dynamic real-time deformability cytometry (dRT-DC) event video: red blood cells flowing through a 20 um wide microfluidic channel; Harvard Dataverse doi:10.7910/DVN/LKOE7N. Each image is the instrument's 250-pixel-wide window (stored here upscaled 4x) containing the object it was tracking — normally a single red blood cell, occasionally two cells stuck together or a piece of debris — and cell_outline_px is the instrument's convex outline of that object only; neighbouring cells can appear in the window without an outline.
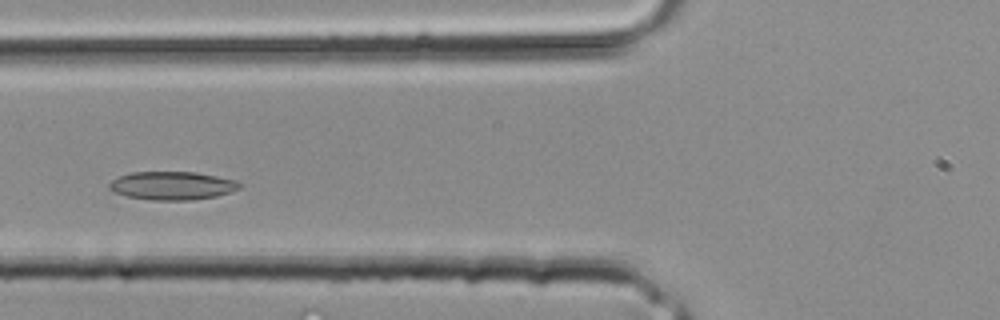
{"species": "common noctule bat (a hibernating species)", "species_latin": "Nyctalus noctula", "temperature_condition": "room temperature", "stored_images_in_passage": 29, "camera_frame_rate_fps": 3000, "um_per_image_px": 0.085, "animal": {"sex": "male", "body_mass_g": 20.4}, "frame": {"image": 1, "passage_image": 9, "time_ms": 2.667, "image_size_px": [1000, 320], "cell_outline_px": [[244, 184], [240, 188], [232, 192], [216, 196], [192, 200], [152, 200], [128, 196], [116, 192], [108, 188], [108, 184], [112, 180], [120, 176], [132, 172], [196, 172], [236, 180]], "centroid_in_image_um": [14.69, 15.78], "position_along_channel_um": 111.1, "area_um2": 21.5}}
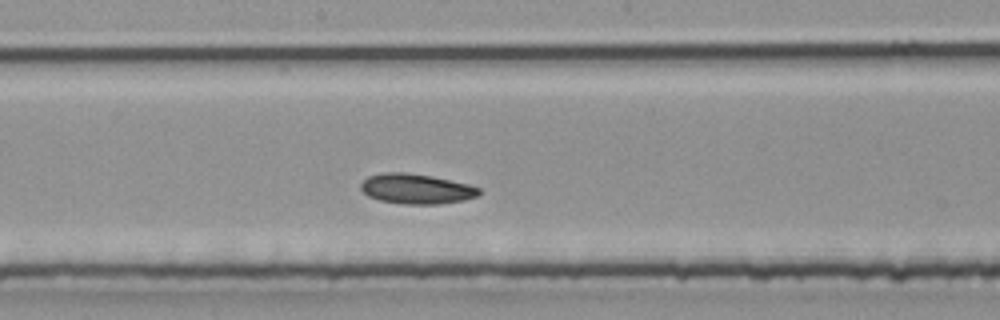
{"frame": {"image": 2, "passage_image": 14, "time_ms": 4.333, "image_size_px": [1000, 320], "cell_outline_px": [[480, 192], [476, 196], [464, 200], [440, 204], [404, 204], [380, 200], [368, 196], [360, 188], [360, 184], [368, 176], [384, 172], [404, 172], [432, 176], [468, 184], [480, 188]], "centroid_in_image_um": [35.37, 16.05], "position_along_channel_um": 212.8, "area_um2": 20.63}}
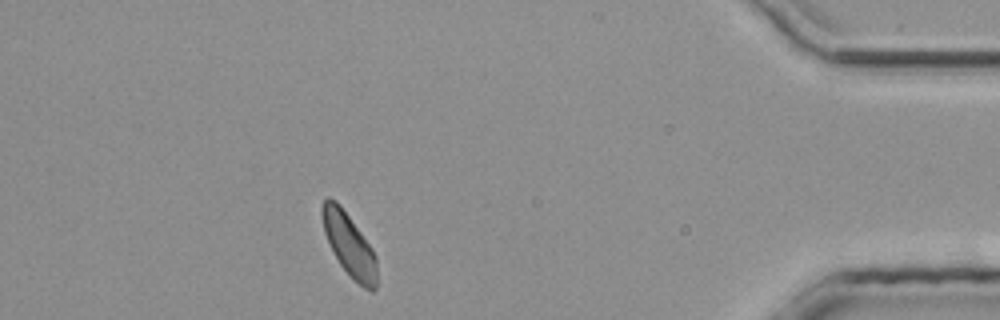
{"frame": {"image": 3, "passage_image": 26, "time_ms": 8.333, "image_size_px": [1000, 320], "cell_outline_px": [[376, 288], [372, 292], [364, 288], [352, 280], [340, 264], [324, 232], [320, 212], [320, 208], [324, 200], [328, 196], [336, 200], [340, 204], [372, 248], [376, 256]], "centroid_in_image_um": [29.67, 20.79], "position_along_channel_um": 405.5, "area_um2": 20.0}}